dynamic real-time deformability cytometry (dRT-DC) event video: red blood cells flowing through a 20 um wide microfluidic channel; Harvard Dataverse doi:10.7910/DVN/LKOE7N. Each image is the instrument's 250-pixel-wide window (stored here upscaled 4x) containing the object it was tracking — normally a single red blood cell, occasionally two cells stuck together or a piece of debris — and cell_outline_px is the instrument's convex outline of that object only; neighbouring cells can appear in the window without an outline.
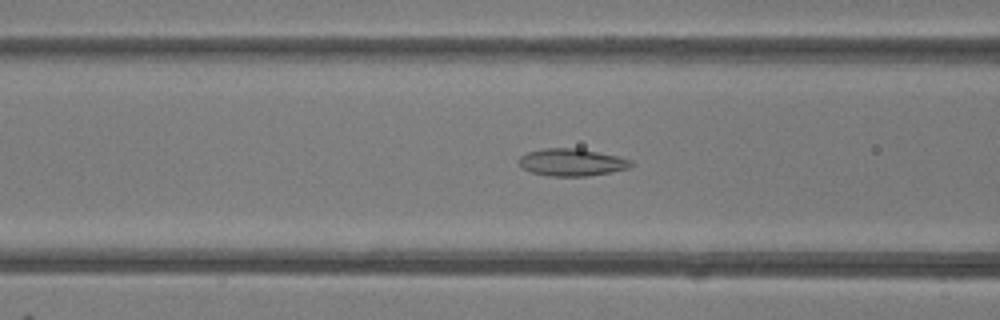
{"species": "common noctule bat (a hibernating species)", "species_latin": "Nyctalus noctula", "temperature_condition": "room temperature", "stored_images_in_passage": 39, "camera_frame_rate_fps": 3000, "um_per_image_px": 0.085, "animal": {"sex": "female"}, "frame": {"image": 1, "passage_image": 9, "time_ms": 2.667, "image_size_px": [1000, 320], "cell_outline_px": [[636, 164], [628, 168], [612, 172], [588, 176], [548, 176], [532, 172], [524, 168], [520, 164], [520, 156], [528, 152], [544, 148], [580, 148], [620, 156], [632, 160]], "centroid_in_image_um": [48.68, 13.79], "position_along_channel_um": 117.9, "area_um2": 17.98}}
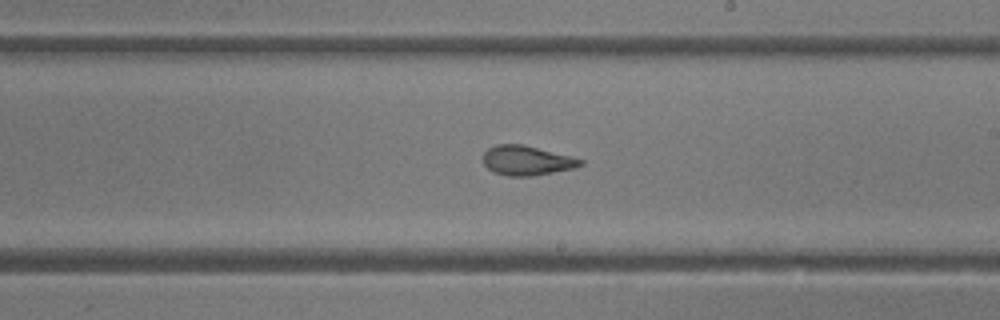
{"frame": {"image": 2, "passage_image": 18, "time_ms": 5.667, "image_size_px": [1000, 320], "cell_outline_px": [[584, 164], [572, 168], [532, 176], [508, 176], [492, 172], [484, 164], [484, 152], [488, 148], [496, 144], [524, 144], [572, 156], [584, 160]], "centroid_in_image_um": [44.77, 13.63], "position_along_channel_um": 244.2, "area_um2": 16.82}}
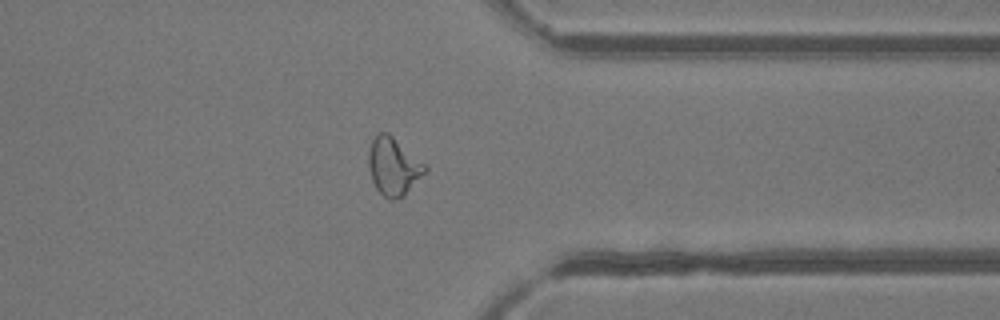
{"frame": {"image": 3, "passage_image": 28, "time_ms": 9.0, "image_size_px": [1000, 320], "cell_outline_px": [[428, 172], [404, 196], [392, 200], [384, 196], [376, 188], [372, 180], [368, 168], [368, 152], [372, 140], [380, 132], [388, 132], [424, 164], [428, 168]], "centroid_in_image_um": [33.45, 14.17], "position_along_channel_um": 378.0, "area_um2": 18.96}}